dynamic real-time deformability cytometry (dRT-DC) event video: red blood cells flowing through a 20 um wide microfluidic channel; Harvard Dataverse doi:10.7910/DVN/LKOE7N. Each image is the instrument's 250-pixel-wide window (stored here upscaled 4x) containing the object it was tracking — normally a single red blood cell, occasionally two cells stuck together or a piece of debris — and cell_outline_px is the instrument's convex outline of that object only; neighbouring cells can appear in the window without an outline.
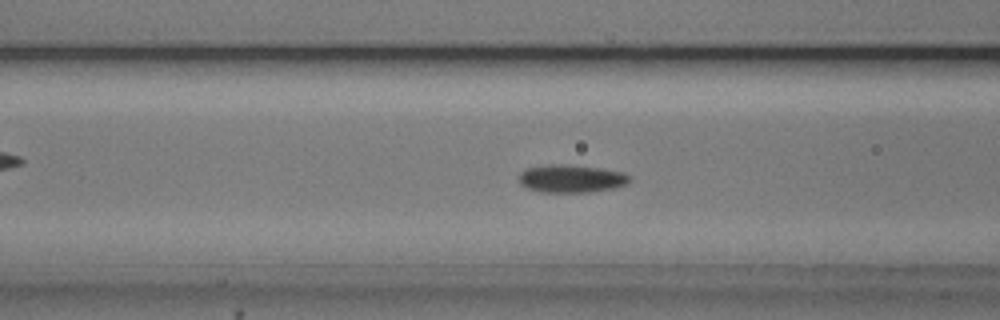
{"species": "common noctule bat (a hibernating species)", "species_latin": "Nyctalus noctula", "temperature_condition": "cold", "stored_images_in_passage": 55, "camera_frame_rate_fps": 3000, "um_per_image_px": 0.085, "animal": {"sex": "male", "body_mass_g": 20.5, "forearm_length_mm": 52.5}, "frame": {"image": 1, "passage_image": 22, "time_ms": 7.0, "image_size_px": [1000, 320], "cell_outline_px": [[632, 180], [628, 184], [612, 188], [588, 192], [540, 192], [528, 188], [520, 184], [520, 172], [524, 168], [548, 164], [564, 164], [600, 168], [624, 172], [632, 176]], "centroid_in_image_um": [48.58, 15.17], "position_along_channel_um": 118.0, "area_um2": 18.15}}
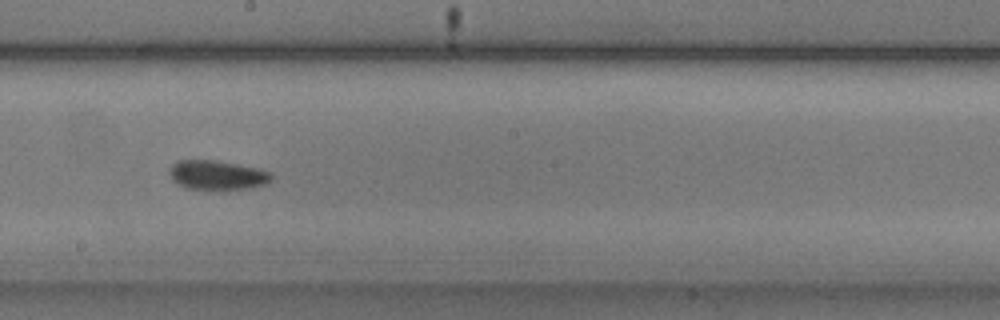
{"frame": {"image": 2, "passage_image": 31, "time_ms": 10.0, "image_size_px": [1000, 320], "cell_outline_px": [[272, 180], [264, 184], [252, 188], [228, 192], [216, 192], [184, 188], [176, 184], [172, 180], [168, 172], [172, 164], [180, 160], [212, 160], [236, 164], [256, 168], [272, 172]], "centroid_in_image_um": [18.45, 14.95], "position_along_channel_um": 229.8, "area_um2": 18.32}}
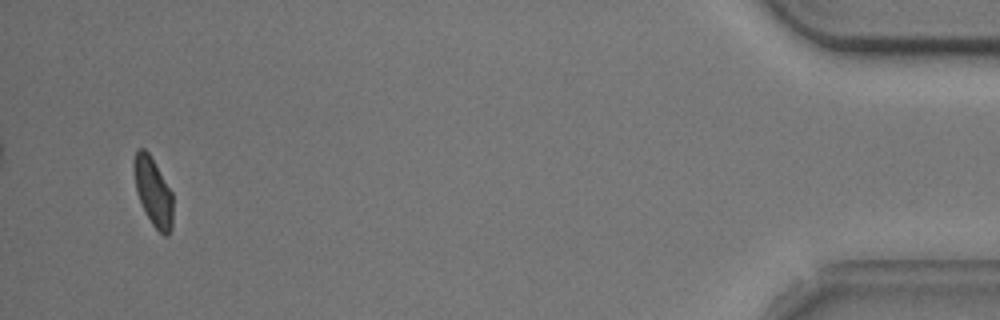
{"frame": {"image": 3, "passage_image": 53, "time_ms": 17.333, "image_size_px": [1000, 320], "cell_outline_px": [[172, 228], [168, 236], [164, 236], [152, 224], [136, 192], [132, 168], [132, 160], [136, 148], [144, 148], [148, 152], [172, 192]], "centroid_in_image_um": [12.99, 16.25], "position_along_channel_um": 422.2, "area_um2": 15.55}, "authors_computed_cell_mechanics": {"area_um2": 16.8198, "velocity_mm_per_s": 3.7199, "shape_relaxation_time_tau1_ms": 2.4918, "shape_relaxation_time_tau2_ms": 5.1998, "deformation_change_tau1": 0.091, "deformation_change_tau2": 0.082}}